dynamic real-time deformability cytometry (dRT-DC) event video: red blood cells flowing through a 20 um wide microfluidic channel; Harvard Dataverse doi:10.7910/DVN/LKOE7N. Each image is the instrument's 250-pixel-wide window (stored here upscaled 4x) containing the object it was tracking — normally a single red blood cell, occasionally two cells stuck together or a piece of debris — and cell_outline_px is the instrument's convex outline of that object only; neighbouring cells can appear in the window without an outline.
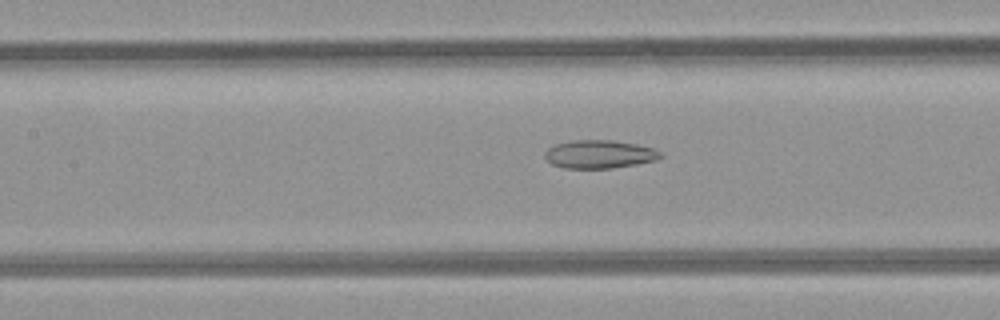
{"species": "common noctule bat (a hibernating species)", "species_latin": "Nyctalus noctula", "temperature_condition": "room temperature", "stored_images_in_passage": 6, "camera_frame_rate_fps": 3000, "um_per_image_px": 0.085, "animal": {"sex": "female", "body_mass_g": 21.9}, "frame": {"image": 1, "passage_image": 6, "time_ms": 6.667, "image_size_px": [1000, 320], "cell_outline_px": [[664, 156], [656, 160], [636, 164], [612, 168], [564, 168], [552, 164], [544, 156], [544, 152], [552, 144], [572, 140], [612, 140], [636, 144], [652, 148], [660, 152]], "centroid_in_image_um": [50.92, 13.1], "position_along_channel_um": 156.5, "area_um2": 19.07}}